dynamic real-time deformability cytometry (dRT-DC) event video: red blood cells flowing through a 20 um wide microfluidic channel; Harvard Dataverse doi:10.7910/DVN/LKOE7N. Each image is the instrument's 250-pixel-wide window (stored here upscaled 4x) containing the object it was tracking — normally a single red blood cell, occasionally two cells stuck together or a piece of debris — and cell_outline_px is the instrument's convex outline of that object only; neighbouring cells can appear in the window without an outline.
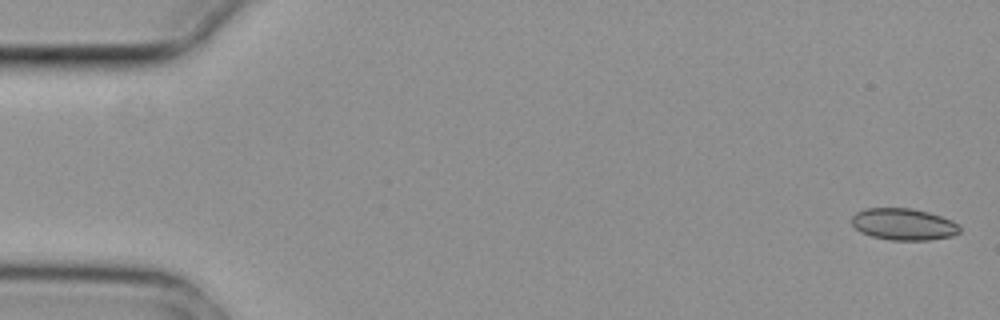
{"species": "common noctule bat (a hibernating species)", "species_latin": "Nyctalus noctula", "temperature_condition": "cold", "stored_images_in_passage": 6, "segment_of_instrument_passage": [1, 2], "camera_frame_rate_fps": 3000, "um_per_image_px": 0.085, "animal": {"sex": "female", "body_mass_g": 29.2, "forearm_length_mm": 56.3}, "frame": {"image": 1, "passage_image": 1, "time_ms": 0.0, "image_size_px": [1000, 320], "cell_outline_px": [[960, 232], [952, 236], [928, 240], [892, 240], [872, 236], [860, 232], [852, 224], [852, 216], [856, 212], [864, 208], [912, 208], [928, 212], [952, 220], [960, 228]], "centroid_in_image_um": [76.79, 19.05], "position_along_channel_um": 8.2, "area_um2": 19.94}}
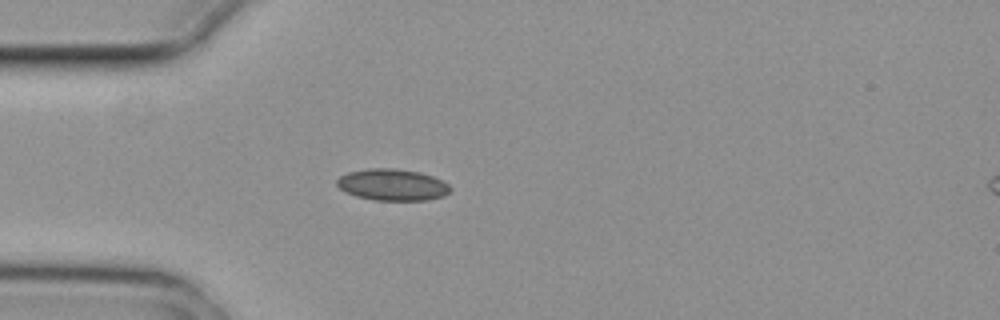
{"frame": {"image": 2, "passage_image": 5, "time_ms": 1.333, "image_size_px": [1000, 320], "cell_outline_px": [[452, 188], [444, 196], [428, 200], [376, 200], [356, 196], [344, 192], [336, 184], [336, 180], [340, 176], [348, 172], [368, 168], [396, 168], [420, 172], [432, 176], [448, 184]], "centroid_in_image_um": [33.34, 15.7], "position_along_channel_um": 51.7, "area_um2": 20.92}}